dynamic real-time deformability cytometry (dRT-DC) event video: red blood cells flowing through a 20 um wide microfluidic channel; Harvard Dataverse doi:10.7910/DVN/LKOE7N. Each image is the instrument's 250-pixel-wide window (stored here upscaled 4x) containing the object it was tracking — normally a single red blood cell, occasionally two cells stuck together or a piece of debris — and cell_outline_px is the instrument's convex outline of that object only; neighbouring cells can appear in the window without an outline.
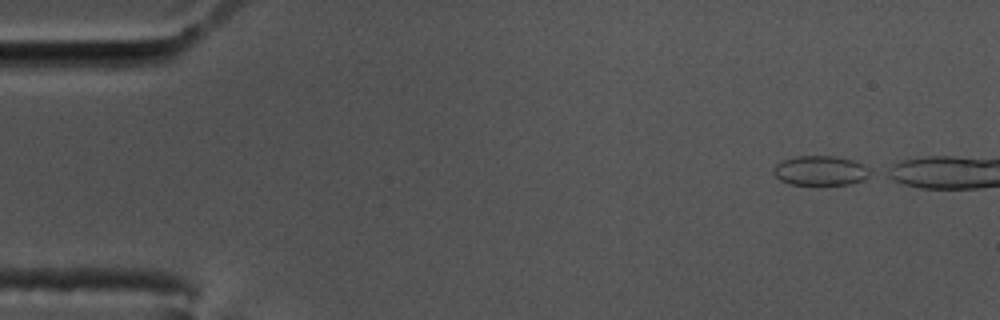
{"species": "common noctule bat (a hibernating species)", "species_latin": "Nyctalus noctula", "temperature_condition": "cold", "stored_images_in_passage": 10, "camera_frame_rate_fps": 3000, "um_per_image_px": 0.085, "animal": {"sex": "male", "body_mass_g": 17.5, "forearm_length_mm": 52.3}, "frame": {"image": 1, "passage_image": 1, "time_ms": 0.0, "image_size_px": [1000, 320], "cell_outline_px": [[876, 172], [872, 176], [864, 180], [848, 184], [820, 188], [788, 184], [780, 180], [772, 172], [772, 168], [776, 164], [784, 160], [796, 156], [836, 156], [852, 160], [864, 164]], "centroid_in_image_um": [69.8, 14.56], "position_along_channel_um": 15.2, "area_um2": 17.86}}